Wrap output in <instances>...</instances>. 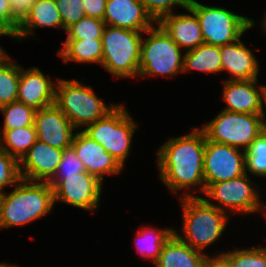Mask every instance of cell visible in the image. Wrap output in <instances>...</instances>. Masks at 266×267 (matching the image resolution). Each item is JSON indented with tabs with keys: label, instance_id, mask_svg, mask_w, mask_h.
Returning a JSON list of instances; mask_svg holds the SVG:
<instances>
[{
	"label": "cell",
	"instance_id": "cell-18",
	"mask_svg": "<svg viewBox=\"0 0 266 267\" xmlns=\"http://www.w3.org/2000/svg\"><path fill=\"white\" fill-rule=\"evenodd\" d=\"M51 77L45 76L40 69L21 67L17 101L35 110L49 107L55 103V86Z\"/></svg>",
	"mask_w": 266,
	"mask_h": 267
},
{
	"label": "cell",
	"instance_id": "cell-45",
	"mask_svg": "<svg viewBox=\"0 0 266 267\" xmlns=\"http://www.w3.org/2000/svg\"><path fill=\"white\" fill-rule=\"evenodd\" d=\"M264 210L266 211V204H263Z\"/></svg>",
	"mask_w": 266,
	"mask_h": 267
},
{
	"label": "cell",
	"instance_id": "cell-20",
	"mask_svg": "<svg viewBox=\"0 0 266 267\" xmlns=\"http://www.w3.org/2000/svg\"><path fill=\"white\" fill-rule=\"evenodd\" d=\"M222 71L229 73L227 80L258 79V60L240 39L220 46Z\"/></svg>",
	"mask_w": 266,
	"mask_h": 267
},
{
	"label": "cell",
	"instance_id": "cell-23",
	"mask_svg": "<svg viewBox=\"0 0 266 267\" xmlns=\"http://www.w3.org/2000/svg\"><path fill=\"white\" fill-rule=\"evenodd\" d=\"M63 62L102 63V39H66L62 48L57 52Z\"/></svg>",
	"mask_w": 266,
	"mask_h": 267
},
{
	"label": "cell",
	"instance_id": "cell-43",
	"mask_svg": "<svg viewBox=\"0 0 266 267\" xmlns=\"http://www.w3.org/2000/svg\"><path fill=\"white\" fill-rule=\"evenodd\" d=\"M3 267H18L16 264L11 265V264H7V263H3Z\"/></svg>",
	"mask_w": 266,
	"mask_h": 267
},
{
	"label": "cell",
	"instance_id": "cell-21",
	"mask_svg": "<svg viewBox=\"0 0 266 267\" xmlns=\"http://www.w3.org/2000/svg\"><path fill=\"white\" fill-rule=\"evenodd\" d=\"M213 257L192 248L174 233L164 243L155 267H205Z\"/></svg>",
	"mask_w": 266,
	"mask_h": 267
},
{
	"label": "cell",
	"instance_id": "cell-42",
	"mask_svg": "<svg viewBox=\"0 0 266 267\" xmlns=\"http://www.w3.org/2000/svg\"><path fill=\"white\" fill-rule=\"evenodd\" d=\"M264 15H265V16H264L265 18L262 20V21H263V22H262V25H263L262 27H264L263 30L266 31V13H265Z\"/></svg>",
	"mask_w": 266,
	"mask_h": 267
},
{
	"label": "cell",
	"instance_id": "cell-11",
	"mask_svg": "<svg viewBox=\"0 0 266 267\" xmlns=\"http://www.w3.org/2000/svg\"><path fill=\"white\" fill-rule=\"evenodd\" d=\"M102 183L88 172L53 176L48 182L53 188L54 203L60 201L87 211H95L99 206Z\"/></svg>",
	"mask_w": 266,
	"mask_h": 267
},
{
	"label": "cell",
	"instance_id": "cell-38",
	"mask_svg": "<svg viewBox=\"0 0 266 267\" xmlns=\"http://www.w3.org/2000/svg\"><path fill=\"white\" fill-rule=\"evenodd\" d=\"M35 0H10L11 10L14 17L21 22L29 13Z\"/></svg>",
	"mask_w": 266,
	"mask_h": 267
},
{
	"label": "cell",
	"instance_id": "cell-37",
	"mask_svg": "<svg viewBox=\"0 0 266 267\" xmlns=\"http://www.w3.org/2000/svg\"><path fill=\"white\" fill-rule=\"evenodd\" d=\"M85 16L103 20L107 0H82Z\"/></svg>",
	"mask_w": 266,
	"mask_h": 267
},
{
	"label": "cell",
	"instance_id": "cell-4",
	"mask_svg": "<svg viewBox=\"0 0 266 267\" xmlns=\"http://www.w3.org/2000/svg\"><path fill=\"white\" fill-rule=\"evenodd\" d=\"M55 85L54 105L75 129L94 123L116 107V104L106 105L92 87L85 86L76 79H58Z\"/></svg>",
	"mask_w": 266,
	"mask_h": 267
},
{
	"label": "cell",
	"instance_id": "cell-14",
	"mask_svg": "<svg viewBox=\"0 0 266 267\" xmlns=\"http://www.w3.org/2000/svg\"><path fill=\"white\" fill-rule=\"evenodd\" d=\"M34 126L39 141L63 150L72 145L76 129L55 105L36 110Z\"/></svg>",
	"mask_w": 266,
	"mask_h": 267
},
{
	"label": "cell",
	"instance_id": "cell-35",
	"mask_svg": "<svg viewBox=\"0 0 266 267\" xmlns=\"http://www.w3.org/2000/svg\"><path fill=\"white\" fill-rule=\"evenodd\" d=\"M82 172H86V170L74 148L72 146L65 148L54 176H72Z\"/></svg>",
	"mask_w": 266,
	"mask_h": 267
},
{
	"label": "cell",
	"instance_id": "cell-29",
	"mask_svg": "<svg viewBox=\"0 0 266 267\" xmlns=\"http://www.w3.org/2000/svg\"><path fill=\"white\" fill-rule=\"evenodd\" d=\"M213 259H218L225 267H266L258 247L218 253Z\"/></svg>",
	"mask_w": 266,
	"mask_h": 267
},
{
	"label": "cell",
	"instance_id": "cell-24",
	"mask_svg": "<svg viewBox=\"0 0 266 267\" xmlns=\"http://www.w3.org/2000/svg\"><path fill=\"white\" fill-rule=\"evenodd\" d=\"M220 46L201 44L184 53L183 72L198 70L208 73L222 71Z\"/></svg>",
	"mask_w": 266,
	"mask_h": 267
},
{
	"label": "cell",
	"instance_id": "cell-2",
	"mask_svg": "<svg viewBox=\"0 0 266 267\" xmlns=\"http://www.w3.org/2000/svg\"><path fill=\"white\" fill-rule=\"evenodd\" d=\"M48 182L20 179L11 193L0 195V229L30 224L54 208Z\"/></svg>",
	"mask_w": 266,
	"mask_h": 267
},
{
	"label": "cell",
	"instance_id": "cell-12",
	"mask_svg": "<svg viewBox=\"0 0 266 267\" xmlns=\"http://www.w3.org/2000/svg\"><path fill=\"white\" fill-rule=\"evenodd\" d=\"M205 190L214 183L246 174L245 151L206 139L204 151Z\"/></svg>",
	"mask_w": 266,
	"mask_h": 267
},
{
	"label": "cell",
	"instance_id": "cell-30",
	"mask_svg": "<svg viewBox=\"0 0 266 267\" xmlns=\"http://www.w3.org/2000/svg\"><path fill=\"white\" fill-rule=\"evenodd\" d=\"M246 173L266 177V129L260 133L245 151Z\"/></svg>",
	"mask_w": 266,
	"mask_h": 267
},
{
	"label": "cell",
	"instance_id": "cell-40",
	"mask_svg": "<svg viewBox=\"0 0 266 267\" xmlns=\"http://www.w3.org/2000/svg\"><path fill=\"white\" fill-rule=\"evenodd\" d=\"M211 267H225L218 259H211Z\"/></svg>",
	"mask_w": 266,
	"mask_h": 267
},
{
	"label": "cell",
	"instance_id": "cell-6",
	"mask_svg": "<svg viewBox=\"0 0 266 267\" xmlns=\"http://www.w3.org/2000/svg\"><path fill=\"white\" fill-rule=\"evenodd\" d=\"M137 126L125 107L116 105L106 116L87 125L82 131L124 167Z\"/></svg>",
	"mask_w": 266,
	"mask_h": 267
},
{
	"label": "cell",
	"instance_id": "cell-16",
	"mask_svg": "<svg viewBox=\"0 0 266 267\" xmlns=\"http://www.w3.org/2000/svg\"><path fill=\"white\" fill-rule=\"evenodd\" d=\"M62 153L63 149L37 140L19 160L20 177L30 181L49 182L61 161Z\"/></svg>",
	"mask_w": 266,
	"mask_h": 267
},
{
	"label": "cell",
	"instance_id": "cell-22",
	"mask_svg": "<svg viewBox=\"0 0 266 267\" xmlns=\"http://www.w3.org/2000/svg\"><path fill=\"white\" fill-rule=\"evenodd\" d=\"M39 27L62 28L65 30L54 0H35L29 13L19 23L18 30L13 38L21 41L24 37L32 36V30Z\"/></svg>",
	"mask_w": 266,
	"mask_h": 267
},
{
	"label": "cell",
	"instance_id": "cell-44",
	"mask_svg": "<svg viewBox=\"0 0 266 267\" xmlns=\"http://www.w3.org/2000/svg\"><path fill=\"white\" fill-rule=\"evenodd\" d=\"M205 267H211V260L207 263Z\"/></svg>",
	"mask_w": 266,
	"mask_h": 267
},
{
	"label": "cell",
	"instance_id": "cell-33",
	"mask_svg": "<svg viewBox=\"0 0 266 267\" xmlns=\"http://www.w3.org/2000/svg\"><path fill=\"white\" fill-rule=\"evenodd\" d=\"M60 12L63 28L66 30L85 16L82 0H54Z\"/></svg>",
	"mask_w": 266,
	"mask_h": 267
},
{
	"label": "cell",
	"instance_id": "cell-19",
	"mask_svg": "<svg viewBox=\"0 0 266 267\" xmlns=\"http://www.w3.org/2000/svg\"><path fill=\"white\" fill-rule=\"evenodd\" d=\"M191 14H167L157 24L185 52L197 48L204 43L202 30L195 13L186 8Z\"/></svg>",
	"mask_w": 266,
	"mask_h": 267
},
{
	"label": "cell",
	"instance_id": "cell-15",
	"mask_svg": "<svg viewBox=\"0 0 266 267\" xmlns=\"http://www.w3.org/2000/svg\"><path fill=\"white\" fill-rule=\"evenodd\" d=\"M86 172L103 182L106 174H119L123 166L102 145L87 136L82 130L76 132L72 145Z\"/></svg>",
	"mask_w": 266,
	"mask_h": 267
},
{
	"label": "cell",
	"instance_id": "cell-41",
	"mask_svg": "<svg viewBox=\"0 0 266 267\" xmlns=\"http://www.w3.org/2000/svg\"><path fill=\"white\" fill-rule=\"evenodd\" d=\"M258 249L261 251L264 260H265V265H266V246L265 247H258Z\"/></svg>",
	"mask_w": 266,
	"mask_h": 267
},
{
	"label": "cell",
	"instance_id": "cell-9",
	"mask_svg": "<svg viewBox=\"0 0 266 267\" xmlns=\"http://www.w3.org/2000/svg\"><path fill=\"white\" fill-rule=\"evenodd\" d=\"M141 41L139 78L148 75L174 76L183 72L184 55L181 48L158 25L147 30Z\"/></svg>",
	"mask_w": 266,
	"mask_h": 267
},
{
	"label": "cell",
	"instance_id": "cell-28",
	"mask_svg": "<svg viewBox=\"0 0 266 267\" xmlns=\"http://www.w3.org/2000/svg\"><path fill=\"white\" fill-rule=\"evenodd\" d=\"M4 116L2 130H12L34 125L36 110L19 101L0 107Z\"/></svg>",
	"mask_w": 266,
	"mask_h": 267
},
{
	"label": "cell",
	"instance_id": "cell-32",
	"mask_svg": "<svg viewBox=\"0 0 266 267\" xmlns=\"http://www.w3.org/2000/svg\"><path fill=\"white\" fill-rule=\"evenodd\" d=\"M20 179L19 161L0 149V195L5 193L3 187L15 186Z\"/></svg>",
	"mask_w": 266,
	"mask_h": 267
},
{
	"label": "cell",
	"instance_id": "cell-26",
	"mask_svg": "<svg viewBox=\"0 0 266 267\" xmlns=\"http://www.w3.org/2000/svg\"><path fill=\"white\" fill-rule=\"evenodd\" d=\"M173 233V228L158 230V228L154 229L151 226H144V228H141L136 234L138 239V242H135L137 244L136 248L144 258H149L154 264L162 251L164 243Z\"/></svg>",
	"mask_w": 266,
	"mask_h": 267
},
{
	"label": "cell",
	"instance_id": "cell-39",
	"mask_svg": "<svg viewBox=\"0 0 266 267\" xmlns=\"http://www.w3.org/2000/svg\"><path fill=\"white\" fill-rule=\"evenodd\" d=\"M3 36V35H5V36H8L7 34H5V33H3V32H0V36ZM8 54L6 53V51H4V49L0 46V61L2 60V59H4L6 56H7Z\"/></svg>",
	"mask_w": 266,
	"mask_h": 267
},
{
	"label": "cell",
	"instance_id": "cell-7",
	"mask_svg": "<svg viewBox=\"0 0 266 267\" xmlns=\"http://www.w3.org/2000/svg\"><path fill=\"white\" fill-rule=\"evenodd\" d=\"M196 15L205 44L223 46L239 40L243 33L255 26L252 19L226 8L208 6L190 0L188 6Z\"/></svg>",
	"mask_w": 266,
	"mask_h": 267
},
{
	"label": "cell",
	"instance_id": "cell-25",
	"mask_svg": "<svg viewBox=\"0 0 266 267\" xmlns=\"http://www.w3.org/2000/svg\"><path fill=\"white\" fill-rule=\"evenodd\" d=\"M37 140L34 125L12 130H0V149L18 161Z\"/></svg>",
	"mask_w": 266,
	"mask_h": 267
},
{
	"label": "cell",
	"instance_id": "cell-27",
	"mask_svg": "<svg viewBox=\"0 0 266 267\" xmlns=\"http://www.w3.org/2000/svg\"><path fill=\"white\" fill-rule=\"evenodd\" d=\"M20 70L9 55L0 61V107L17 101Z\"/></svg>",
	"mask_w": 266,
	"mask_h": 267
},
{
	"label": "cell",
	"instance_id": "cell-10",
	"mask_svg": "<svg viewBox=\"0 0 266 267\" xmlns=\"http://www.w3.org/2000/svg\"><path fill=\"white\" fill-rule=\"evenodd\" d=\"M252 185L258 186L250 180L248 174L224 181L211 184L204 195L210 199H214L220 204L211 203L209 199H205L210 205L227 213V210L238 212L239 214H252L257 211H264L263 203L260 201V194ZM224 206V207H223ZM225 208V209H224Z\"/></svg>",
	"mask_w": 266,
	"mask_h": 267
},
{
	"label": "cell",
	"instance_id": "cell-5",
	"mask_svg": "<svg viewBox=\"0 0 266 267\" xmlns=\"http://www.w3.org/2000/svg\"><path fill=\"white\" fill-rule=\"evenodd\" d=\"M143 32L106 25L102 34L101 66L120 78L139 77Z\"/></svg>",
	"mask_w": 266,
	"mask_h": 267
},
{
	"label": "cell",
	"instance_id": "cell-31",
	"mask_svg": "<svg viewBox=\"0 0 266 267\" xmlns=\"http://www.w3.org/2000/svg\"><path fill=\"white\" fill-rule=\"evenodd\" d=\"M105 26L103 20L84 16L65 30L67 33L66 39H102Z\"/></svg>",
	"mask_w": 266,
	"mask_h": 267
},
{
	"label": "cell",
	"instance_id": "cell-1",
	"mask_svg": "<svg viewBox=\"0 0 266 267\" xmlns=\"http://www.w3.org/2000/svg\"><path fill=\"white\" fill-rule=\"evenodd\" d=\"M205 145V133L199 127H195L187 135L166 140L158 149L156 154L160 179L174 194L178 190L196 185L205 193Z\"/></svg>",
	"mask_w": 266,
	"mask_h": 267
},
{
	"label": "cell",
	"instance_id": "cell-3",
	"mask_svg": "<svg viewBox=\"0 0 266 267\" xmlns=\"http://www.w3.org/2000/svg\"><path fill=\"white\" fill-rule=\"evenodd\" d=\"M180 198L183 209V236L176 230L174 234L192 248L202 251L223 234L229 217L203 197L184 192Z\"/></svg>",
	"mask_w": 266,
	"mask_h": 267
},
{
	"label": "cell",
	"instance_id": "cell-34",
	"mask_svg": "<svg viewBox=\"0 0 266 267\" xmlns=\"http://www.w3.org/2000/svg\"><path fill=\"white\" fill-rule=\"evenodd\" d=\"M190 0H140L146 12L157 23L163 16L172 14L174 6L187 8Z\"/></svg>",
	"mask_w": 266,
	"mask_h": 267
},
{
	"label": "cell",
	"instance_id": "cell-36",
	"mask_svg": "<svg viewBox=\"0 0 266 267\" xmlns=\"http://www.w3.org/2000/svg\"><path fill=\"white\" fill-rule=\"evenodd\" d=\"M19 23L12 14L10 0H0V32L14 37Z\"/></svg>",
	"mask_w": 266,
	"mask_h": 267
},
{
	"label": "cell",
	"instance_id": "cell-17",
	"mask_svg": "<svg viewBox=\"0 0 266 267\" xmlns=\"http://www.w3.org/2000/svg\"><path fill=\"white\" fill-rule=\"evenodd\" d=\"M103 21L106 25L137 32H146L156 23L140 0H107Z\"/></svg>",
	"mask_w": 266,
	"mask_h": 267
},
{
	"label": "cell",
	"instance_id": "cell-13",
	"mask_svg": "<svg viewBox=\"0 0 266 267\" xmlns=\"http://www.w3.org/2000/svg\"><path fill=\"white\" fill-rule=\"evenodd\" d=\"M223 100L227 106L223 109L230 112L259 114L264 113L266 86H259L258 79L224 80ZM257 86V87H256Z\"/></svg>",
	"mask_w": 266,
	"mask_h": 267
},
{
	"label": "cell",
	"instance_id": "cell-8",
	"mask_svg": "<svg viewBox=\"0 0 266 267\" xmlns=\"http://www.w3.org/2000/svg\"><path fill=\"white\" fill-rule=\"evenodd\" d=\"M265 115L223 110L203 128L206 139L246 151L266 129Z\"/></svg>",
	"mask_w": 266,
	"mask_h": 267
}]
</instances>
